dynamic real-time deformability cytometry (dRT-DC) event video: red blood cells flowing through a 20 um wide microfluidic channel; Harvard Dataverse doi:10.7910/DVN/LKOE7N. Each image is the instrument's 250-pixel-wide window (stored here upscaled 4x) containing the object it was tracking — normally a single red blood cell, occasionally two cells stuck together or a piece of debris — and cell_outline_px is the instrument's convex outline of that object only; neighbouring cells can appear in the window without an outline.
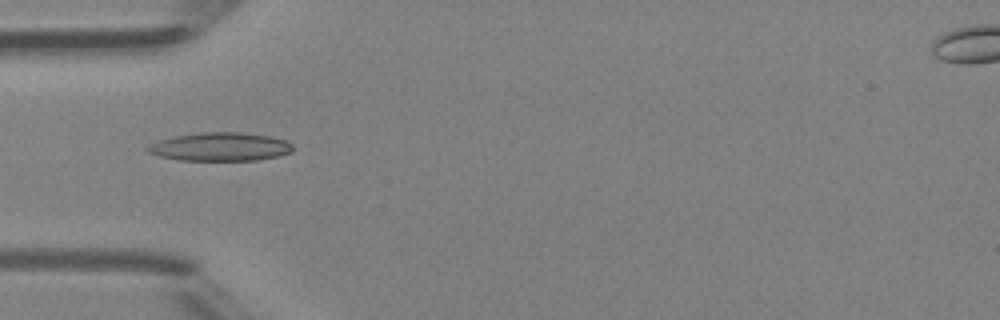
{"species": "Egyptian fruit bat (a non-hibernating species)", "species_latin": "Rousettus aegyptiacus", "temperature_condition": "room temperature", "stored_images_in_passage": 32, "camera_frame_rate_fps": 3000, "um_per_image_px": 0.085, "animal": {"sex": "female"}, "frame": {"image": 1, "passage_image": 1, "time_ms": 0.0, "image_size_px": [1000, 320], "cell_outline_px": [[292, 152], [280, 156], [256, 160], [180, 160], [160, 156], [148, 152], [144, 148], [160, 140], [176, 136], [200, 132], [240, 132], [268, 136], [288, 140], [292, 144]], "centroid_in_image_um": [18.76, 12.47], "position_along_channel_um": 66.2, "area_um2": 23.99}}
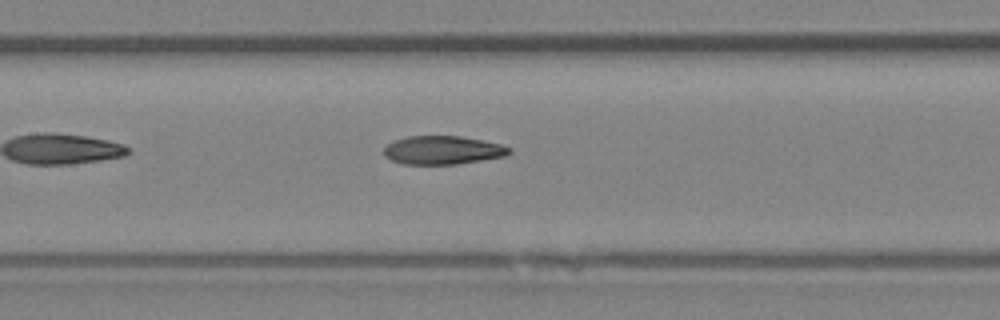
{"frame": {"image": 2, "passage_image": 8, "time_ms": 2.333, "image_size_px": [1000, 320], "cell_outline_px": [[512, 152], [504, 156], [456, 164], [400, 164], [384, 156], [384, 148], [392, 140], [408, 136], [460, 136], [500, 144], [512, 148]], "centroid_in_image_um": [37.59, 12.76], "position_along_channel_um": 169.8, "area_um2": 20.75}}
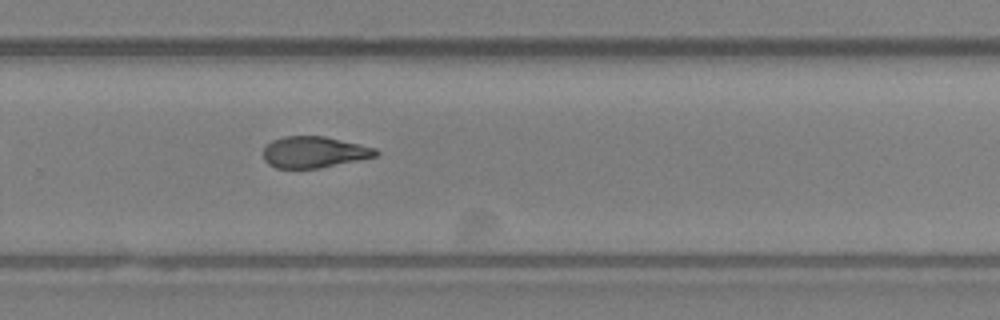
{"frame": {"image": 3, "passage_image": 17, "time_ms": 5.333, "image_size_px": [1000, 320], "cell_outline_px": [[380, 152], [376, 156], [316, 168], [276, 168], [268, 164], [264, 160], [264, 148], [272, 140], [284, 136], [324, 136], [360, 144], [376, 148]], "centroid_in_image_um": [26.68, 12.92], "position_along_channel_um": 303.1, "area_um2": 20.29}, "authors_computed_cell_mechanics": {"area_um2": 21.2126, "velocity_mm_per_s": 4.4599, "shape_relaxation_time_tau1_ms": null, "shape_relaxation_time_tau2_ms": 3.4596, "deformation_change_tau1": null, "deformation_change_tau2": 0.1051}}